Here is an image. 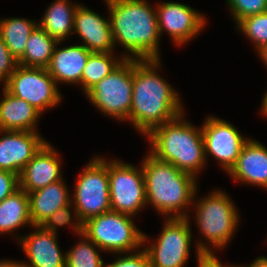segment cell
<instances>
[{
    "instance_id": "38",
    "label": "cell",
    "mask_w": 267,
    "mask_h": 267,
    "mask_svg": "<svg viewBox=\"0 0 267 267\" xmlns=\"http://www.w3.org/2000/svg\"><path fill=\"white\" fill-rule=\"evenodd\" d=\"M260 111H261L262 115L265 116V118H266L267 117V91L262 98Z\"/></svg>"
},
{
    "instance_id": "6",
    "label": "cell",
    "mask_w": 267,
    "mask_h": 267,
    "mask_svg": "<svg viewBox=\"0 0 267 267\" xmlns=\"http://www.w3.org/2000/svg\"><path fill=\"white\" fill-rule=\"evenodd\" d=\"M133 216L109 211L89 218L83 223V234L107 253H129L143 246V231Z\"/></svg>"
},
{
    "instance_id": "15",
    "label": "cell",
    "mask_w": 267,
    "mask_h": 267,
    "mask_svg": "<svg viewBox=\"0 0 267 267\" xmlns=\"http://www.w3.org/2000/svg\"><path fill=\"white\" fill-rule=\"evenodd\" d=\"M33 232L16 236L28 262L20 261L22 267H66V252L58 245L57 234L33 226Z\"/></svg>"
},
{
    "instance_id": "8",
    "label": "cell",
    "mask_w": 267,
    "mask_h": 267,
    "mask_svg": "<svg viewBox=\"0 0 267 267\" xmlns=\"http://www.w3.org/2000/svg\"><path fill=\"white\" fill-rule=\"evenodd\" d=\"M158 237L152 242L143 233L144 250L151 267H185L191 253V218H164ZM151 244H150V243ZM149 243V244H148ZM146 244V245H145Z\"/></svg>"
},
{
    "instance_id": "21",
    "label": "cell",
    "mask_w": 267,
    "mask_h": 267,
    "mask_svg": "<svg viewBox=\"0 0 267 267\" xmlns=\"http://www.w3.org/2000/svg\"><path fill=\"white\" fill-rule=\"evenodd\" d=\"M64 180L32 191L29 195L30 218L33 226H40L59 208L71 203V194Z\"/></svg>"
},
{
    "instance_id": "18",
    "label": "cell",
    "mask_w": 267,
    "mask_h": 267,
    "mask_svg": "<svg viewBox=\"0 0 267 267\" xmlns=\"http://www.w3.org/2000/svg\"><path fill=\"white\" fill-rule=\"evenodd\" d=\"M228 175L241 185L250 184L267 190V148L255 139L242 147L234 167Z\"/></svg>"
},
{
    "instance_id": "23",
    "label": "cell",
    "mask_w": 267,
    "mask_h": 267,
    "mask_svg": "<svg viewBox=\"0 0 267 267\" xmlns=\"http://www.w3.org/2000/svg\"><path fill=\"white\" fill-rule=\"evenodd\" d=\"M26 224L33 227L29 195L19 188L0 202V234L13 233Z\"/></svg>"
},
{
    "instance_id": "4",
    "label": "cell",
    "mask_w": 267,
    "mask_h": 267,
    "mask_svg": "<svg viewBox=\"0 0 267 267\" xmlns=\"http://www.w3.org/2000/svg\"><path fill=\"white\" fill-rule=\"evenodd\" d=\"M185 112L153 129L147 136L155 158L198 178L205 169L206 158L202 127L187 121Z\"/></svg>"
},
{
    "instance_id": "7",
    "label": "cell",
    "mask_w": 267,
    "mask_h": 267,
    "mask_svg": "<svg viewBox=\"0 0 267 267\" xmlns=\"http://www.w3.org/2000/svg\"><path fill=\"white\" fill-rule=\"evenodd\" d=\"M133 59H124L86 94L93 106L105 116L128 121L132 104Z\"/></svg>"
},
{
    "instance_id": "25",
    "label": "cell",
    "mask_w": 267,
    "mask_h": 267,
    "mask_svg": "<svg viewBox=\"0 0 267 267\" xmlns=\"http://www.w3.org/2000/svg\"><path fill=\"white\" fill-rule=\"evenodd\" d=\"M37 25L36 20L27 18L8 17L0 19V36L17 60L23 56L27 40Z\"/></svg>"
},
{
    "instance_id": "20",
    "label": "cell",
    "mask_w": 267,
    "mask_h": 267,
    "mask_svg": "<svg viewBox=\"0 0 267 267\" xmlns=\"http://www.w3.org/2000/svg\"><path fill=\"white\" fill-rule=\"evenodd\" d=\"M2 89L0 130L37 131V124L43 114L29 102L12 95L4 87Z\"/></svg>"
},
{
    "instance_id": "36",
    "label": "cell",
    "mask_w": 267,
    "mask_h": 267,
    "mask_svg": "<svg viewBox=\"0 0 267 267\" xmlns=\"http://www.w3.org/2000/svg\"><path fill=\"white\" fill-rule=\"evenodd\" d=\"M0 267H22L20 261L16 260H6L2 259L0 260Z\"/></svg>"
},
{
    "instance_id": "13",
    "label": "cell",
    "mask_w": 267,
    "mask_h": 267,
    "mask_svg": "<svg viewBox=\"0 0 267 267\" xmlns=\"http://www.w3.org/2000/svg\"><path fill=\"white\" fill-rule=\"evenodd\" d=\"M155 7L160 36L167 32L178 47L199 36L207 24L202 13L182 2H160Z\"/></svg>"
},
{
    "instance_id": "3",
    "label": "cell",
    "mask_w": 267,
    "mask_h": 267,
    "mask_svg": "<svg viewBox=\"0 0 267 267\" xmlns=\"http://www.w3.org/2000/svg\"><path fill=\"white\" fill-rule=\"evenodd\" d=\"M144 172L147 207L152 205L164 218H187L193 204L197 178L149 152L141 163Z\"/></svg>"
},
{
    "instance_id": "14",
    "label": "cell",
    "mask_w": 267,
    "mask_h": 267,
    "mask_svg": "<svg viewBox=\"0 0 267 267\" xmlns=\"http://www.w3.org/2000/svg\"><path fill=\"white\" fill-rule=\"evenodd\" d=\"M0 170L20 175L22 169L47 142L39 131L0 130Z\"/></svg>"
},
{
    "instance_id": "37",
    "label": "cell",
    "mask_w": 267,
    "mask_h": 267,
    "mask_svg": "<svg viewBox=\"0 0 267 267\" xmlns=\"http://www.w3.org/2000/svg\"><path fill=\"white\" fill-rule=\"evenodd\" d=\"M256 53H258L259 57L261 58V61L267 67V44H264L259 49H257Z\"/></svg>"
},
{
    "instance_id": "9",
    "label": "cell",
    "mask_w": 267,
    "mask_h": 267,
    "mask_svg": "<svg viewBox=\"0 0 267 267\" xmlns=\"http://www.w3.org/2000/svg\"><path fill=\"white\" fill-rule=\"evenodd\" d=\"M76 180L71 203L84 223L91 217L111 211L108 160L104 157L90 158Z\"/></svg>"
},
{
    "instance_id": "24",
    "label": "cell",
    "mask_w": 267,
    "mask_h": 267,
    "mask_svg": "<svg viewBox=\"0 0 267 267\" xmlns=\"http://www.w3.org/2000/svg\"><path fill=\"white\" fill-rule=\"evenodd\" d=\"M46 33L39 25L31 32L23 56L18 64L25 67L47 68L56 45H62Z\"/></svg>"
},
{
    "instance_id": "29",
    "label": "cell",
    "mask_w": 267,
    "mask_h": 267,
    "mask_svg": "<svg viewBox=\"0 0 267 267\" xmlns=\"http://www.w3.org/2000/svg\"><path fill=\"white\" fill-rule=\"evenodd\" d=\"M71 211L73 213H71ZM72 218L74 219V221H71L73 220ZM65 225L66 226L69 225V227L71 225L70 228L76 235H80L83 232V222L80 220L78 213L72 203H69L64 207L59 208L50 217H48L40 226L46 231L58 234V228L63 227Z\"/></svg>"
},
{
    "instance_id": "5",
    "label": "cell",
    "mask_w": 267,
    "mask_h": 267,
    "mask_svg": "<svg viewBox=\"0 0 267 267\" xmlns=\"http://www.w3.org/2000/svg\"><path fill=\"white\" fill-rule=\"evenodd\" d=\"M197 190L198 188L192 206L195 208L194 221L202 237L195 244L196 255L200 256L202 253H215L216 249L229 246L238 229L240 214L234 201L223 190L214 189L203 198L199 197V200L196 198Z\"/></svg>"
},
{
    "instance_id": "27",
    "label": "cell",
    "mask_w": 267,
    "mask_h": 267,
    "mask_svg": "<svg viewBox=\"0 0 267 267\" xmlns=\"http://www.w3.org/2000/svg\"><path fill=\"white\" fill-rule=\"evenodd\" d=\"M80 241L66 252V267H105L101 257L102 250L83 233Z\"/></svg>"
},
{
    "instance_id": "10",
    "label": "cell",
    "mask_w": 267,
    "mask_h": 267,
    "mask_svg": "<svg viewBox=\"0 0 267 267\" xmlns=\"http://www.w3.org/2000/svg\"><path fill=\"white\" fill-rule=\"evenodd\" d=\"M111 211L136 216L147 205L143 169L117 158L108 159Z\"/></svg>"
},
{
    "instance_id": "34",
    "label": "cell",
    "mask_w": 267,
    "mask_h": 267,
    "mask_svg": "<svg viewBox=\"0 0 267 267\" xmlns=\"http://www.w3.org/2000/svg\"><path fill=\"white\" fill-rule=\"evenodd\" d=\"M197 258V267H238V265H230L221 263L215 253H202Z\"/></svg>"
},
{
    "instance_id": "30",
    "label": "cell",
    "mask_w": 267,
    "mask_h": 267,
    "mask_svg": "<svg viewBox=\"0 0 267 267\" xmlns=\"http://www.w3.org/2000/svg\"><path fill=\"white\" fill-rule=\"evenodd\" d=\"M235 25L243 18L267 12V0H226Z\"/></svg>"
},
{
    "instance_id": "32",
    "label": "cell",
    "mask_w": 267,
    "mask_h": 267,
    "mask_svg": "<svg viewBox=\"0 0 267 267\" xmlns=\"http://www.w3.org/2000/svg\"><path fill=\"white\" fill-rule=\"evenodd\" d=\"M18 60L11 54L0 36V83L10 78L18 66Z\"/></svg>"
},
{
    "instance_id": "33",
    "label": "cell",
    "mask_w": 267,
    "mask_h": 267,
    "mask_svg": "<svg viewBox=\"0 0 267 267\" xmlns=\"http://www.w3.org/2000/svg\"><path fill=\"white\" fill-rule=\"evenodd\" d=\"M19 189V176L13 172L0 170V202Z\"/></svg>"
},
{
    "instance_id": "11",
    "label": "cell",
    "mask_w": 267,
    "mask_h": 267,
    "mask_svg": "<svg viewBox=\"0 0 267 267\" xmlns=\"http://www.w3.org/2000/svg\"><path fill=\"white\" fill-rule=\"evenodd\" d=\"M2 87L29 102L42 114L58 106L62 100L59 86L45 68L18 65Z\"/></svg>"
},
{
    "instance_id": "28",
    "label": "cell",
    "mask_w": 267,
    "mask_h": 267,
    "mask_svg": "<svg viewBox=\"0 0 267 267\" xmlns=\"http://www.w3.org/2000/svg\"><path fill=\"white\" fill-rule=\"evenodd\" d=\"M234 27L251 41L255 51L267 44V12L243 18Z\"/></svg>"
},
{
    "instance_id": "35",
    "label": "cell",
    "mask_w": 267,
    "mask_h": 267,
    "mask_svg": "<svg viewBox=\"0 0 267 267\" xmlns=\"http://www.w3.org/2000/svg\"><path fill=\"white\" fill-rule=\"evenodd\" d=\"M238 267H267V256H258L253 262H251L248 266H238Z\"/></svg>"
},
{
    "instance_id": "17",
    "label": "cell",
    "mask_w": 267,
    "mask_h": 267,
    "mask_svg": "<svg viewBox=\"0 0 267 267\" xmlns=\"http://www.w3.org/2000/svg\"><path fill=\"white\" fill-rule=\"evenodd\" d=\"M107 18L102 17L99 13L81 3L76 9L73 33L81 38L83 42L81 44L90 52H115L110 17Z\"/></svg>"
},
{
    "instance_id": "12",
    "label": "cell",
    "mask_w": 267,
    "mask_h": 267,
    "mask_svg": "<svg viewBox=\"0 0 267 267\" xmlns=\"http://www.w3.org/2000/svg\"><path fill=\"white\" fill-rule=\"evenodd\" d=\"M202 123L206 162L212 156L228 174L249 137L241 135L234 125L217 116L209 115Z\"/></svg>"
},
{
    "instance_id": "31",
    "label": "cell",
    "mask_w": 267,
    "mask_h": 267,
    "mask_svg": "<svg viewBox=\"0 0 267 267\" xmlns=\"http://www.w3.org/2000/svg\"><path fill=\"white\" fill-rule=\"evenodd\" d=\"M136 252V253H135ZM129 254V255H128ZM125 255V256H124ZM122 256V257H121ZM105 267H151L147 252L144 250H136L134 252L119 253L116 260L109 263Z\"/></svg>"
},
{
    "instance_id": "16",
    "label": "cell",
    "mask_w": 267,
    "mask_h": 267,
    "mask_svg": "<svg viewBox=\"0 0 267 267\" xmlns=\"http://www.w3.org/2000/svg\"><path fill=\"white\" fill-rule=\"evenodd\" d=\"M60 156L48 141L26 164L19 175V188L27 194L62 180Z\"/></svg>"
},
{
    "instance_id": "22",
    "label": "cell",
    "mask_w": 267,
    "mask_h": 267,
    "mask_svg": "<svg viewBox=\"0 0 267 267\" xmlns=\"http://www.w3.org/2000/svg\"><path fill=\"white\" fill-rule=\"evenodd\" d=\"M79 3L70 0H55L47 8L38 25L59 41L69 39L74 30V14Z\"/></svg>"
},
{
    "instance_id": "26",
    "label": "cell",
    "mask_w": 267,
    "mask_h": 267,
    "mask_svg": "<svg viewBox=\"0 0 267 267\" xmlns=\"http://www.w3.org/2000/svg\"><path fill=\"white\" fill-rule=\"evenodd\" d=\"M115 53L92 52L82 72L81 88L86 94L95 84L109 75L125 58Z\"/></svg>"
},
{
    "instance_id": "1",
    "label": "cell",
    "mask_w": 267,
    "mask_h": 267,
    "mask_svg": "<svg viewBox=\"0 0 267 267\" xmlns=\"http://www.w3.org/2000/svg\"><path fill=\"white\" fill-rule=\"evenodd\" d=\"M161 59H133L132 104L128 122L143 136L184 112L180 94L158 70Z\"/></svg>"
},
{
    "instance_id": "19",
    "label": "cell",
    "mask_w": 267,
    "mask_h": 267,
    "mask_svg": "<svg viewBox=\"0 0 267 267\" xmlns=\"http://www.w3.org/2000/svg\"><path fill=\"white\" fill-rule=\"evenodd\" d=\"M55 46L47 71L54 78L56 84H77L81 87L82 72L92 53L82 44L57 48Z\"/></svg>"
},
{
    "instance_id": "2",
    "label": "cell",
    "mask_w": 267,
    "mask_h": 267,
    "mask_svg": "<svg viewBox=\"0 0 267 267\" xmlns=\"http://www.w3.org/2000/svg\"><path fill=\"white\" fill-rule=\"evenodd\" d=\"M112 37L126 59H160V33L156 7L147 0H104Z\"/></svg>"
}]
</instances>
